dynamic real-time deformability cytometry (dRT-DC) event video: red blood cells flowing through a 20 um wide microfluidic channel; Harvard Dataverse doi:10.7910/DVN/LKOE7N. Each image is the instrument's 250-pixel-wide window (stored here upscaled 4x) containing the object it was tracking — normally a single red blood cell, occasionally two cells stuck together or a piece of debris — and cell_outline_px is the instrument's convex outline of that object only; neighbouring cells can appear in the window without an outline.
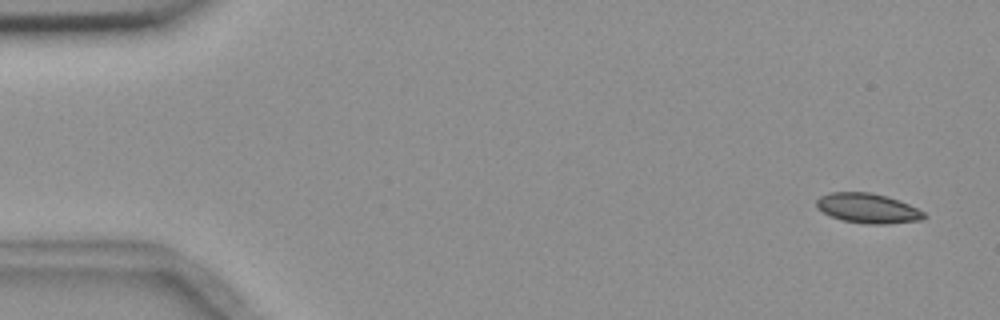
{"species": "common noctule bat (a hibernating species)", "species_latin": "Nyctalus noctula", "temperature_condition": "room temperature", "stored_images_in_passage": 4, "camera_frame_rate_fps": 3000, "um_per_image_px": 0.085, "animal": {"sex": "female", "body_mass_g": 18.4}, "frame": {"image": 1, "passage_image": 1, "time_ms": 0.0, "image_size_px": [1000, 320], "cell_outline_px": [[928, 216], [920, 220], [888, 224], [868, 224], [844, 220], [832, 216], [816, 208], [816, 200], [820, 196], [828, 192], [868, 192], [900, 200], [924, 212]], "centroid_in_image_um": [73.76, 17.7], "position_along_channel_um": 11.2, "area_um2": 18.55}}
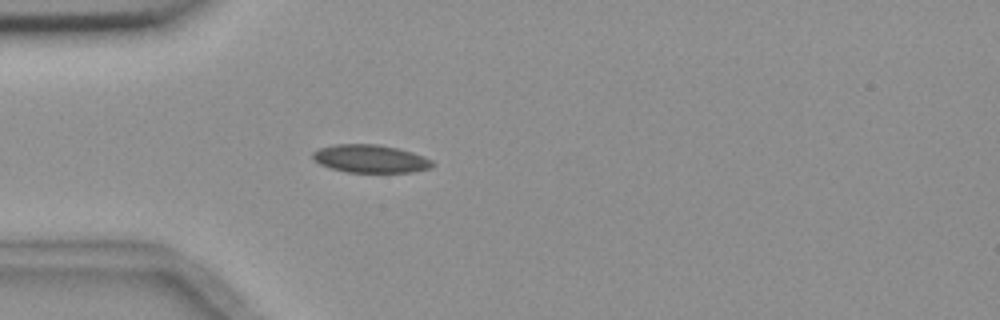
{"frame": {"image": 2, "passage_image": 4, "time_ms": 4.333, "image_size_px": [1000, 320], "cell_outline_px": [[436, 164], [432, 168], [412, 172], [348, 172], [332, 168], [320, 164], [312, 160], [312, 152], [320, 148], [336, 144], [376, 144], [396, 148], [412, 152], [424, 156], [432, 160]], "centroid_in_image_um": [31.5, 13.49], "position_along_channel_um": 53.5, "area_um2": 19.54}}